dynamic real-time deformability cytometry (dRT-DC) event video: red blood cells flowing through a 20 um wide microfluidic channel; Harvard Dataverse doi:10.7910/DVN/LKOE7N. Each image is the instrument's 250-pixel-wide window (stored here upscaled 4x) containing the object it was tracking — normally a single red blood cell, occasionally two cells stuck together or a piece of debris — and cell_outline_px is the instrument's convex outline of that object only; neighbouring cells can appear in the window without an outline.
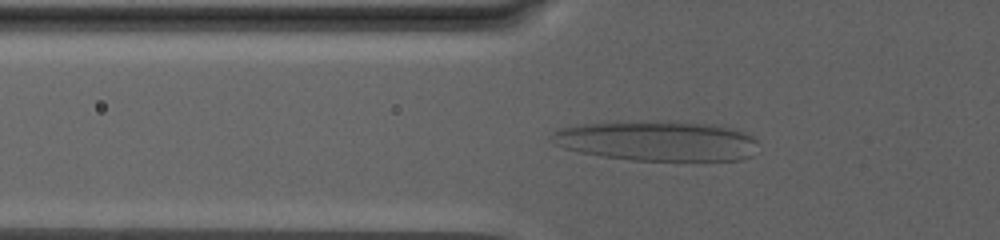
{"species": "human", "species_latin": "Homo sapiens", "temperature_condition": "warm", "stored_images_in_passage": 85, "camera_frame_rate_fps": 3000, "um_per_image_px": 0.085, "donor": {"sex": "male"}, "frame": {"image": 1, "passage_image": 33, "time_ms": 10.667, "image_size_px": [1000, 240], "cell_outline_px": [[760, 152], [752, 156], [740, 160], [632, 160], [604, 156], [580, 152], [564, 148], [552, 144], [548, 140], [548, 136], [552, 132], [560, 128], [580, 124], [616, 120], [652, 120], [716, 124], [732, 128], [752, 136], [760, 144]], "centroid_in_image_um": [55.83, 11.95], "position_along_channel_um": 70.0, "area_um2": 49.53}}
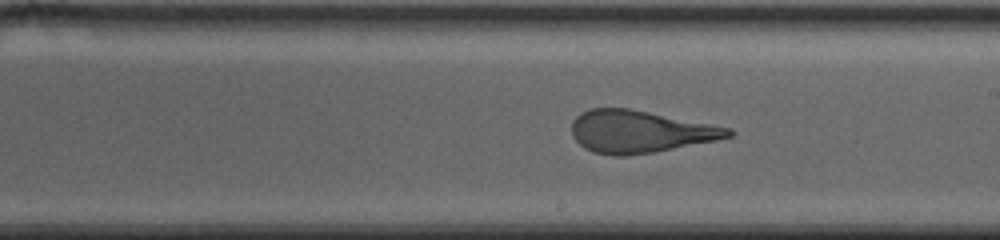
{"frame": {"image": 2, "passage_image": 53, "time_ms": 17.333, "image_size_px": [1000, 240], "cell_outline_px": [[736, 132], [732, 136], [716, 140], [652, 152], [628, 156], [612, 156], [592, 152], [584, 148], [572, 136], [572, 120], [580, 112], [588, 108], [632, 108], [732, 128]], "centroid_in_image_um": [54.37, 11.17], "position_along_channel_um": 234.6, "area_um2": 38.9}}
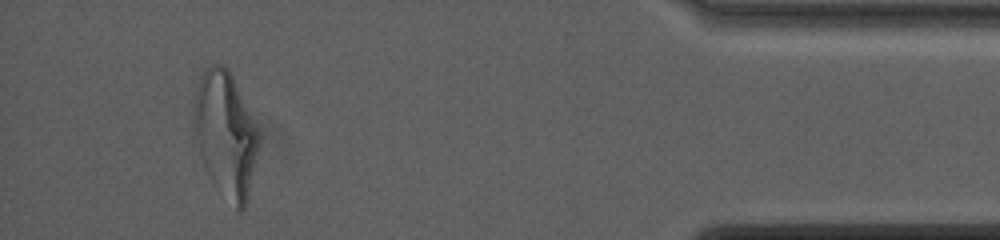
{"frame": {"image": 3, "passage_image": 80, "time_ms": 26.333, "image_size_px": [1000, 240], "cell_outline_px": [[260, 144], [248, 196], [244, 208], [240, 212], [212, 184], [204, 168], [200, 156], [192, 120], [192, 100], [200, 76], [204, 68], [212, 64], [224, 64], [228, 68], [232, 76], [256, 128], [260, 140]], "centroid_in_image_um": [19.12, 11.41], "position_along_channel_um": 416.1, "area_um2": 47.45}, "authors_computed_cell_mechanics": {"area_um2": 46.1244, "velocity_mm_per_s": 2.5443, "shape_relaxation_time_tau1_ms": null, "shape_relaxation_time_tau2_ms": 1.3067, "deformation_change_tau1": null, "deformation_change_tau2": 0.1013}}